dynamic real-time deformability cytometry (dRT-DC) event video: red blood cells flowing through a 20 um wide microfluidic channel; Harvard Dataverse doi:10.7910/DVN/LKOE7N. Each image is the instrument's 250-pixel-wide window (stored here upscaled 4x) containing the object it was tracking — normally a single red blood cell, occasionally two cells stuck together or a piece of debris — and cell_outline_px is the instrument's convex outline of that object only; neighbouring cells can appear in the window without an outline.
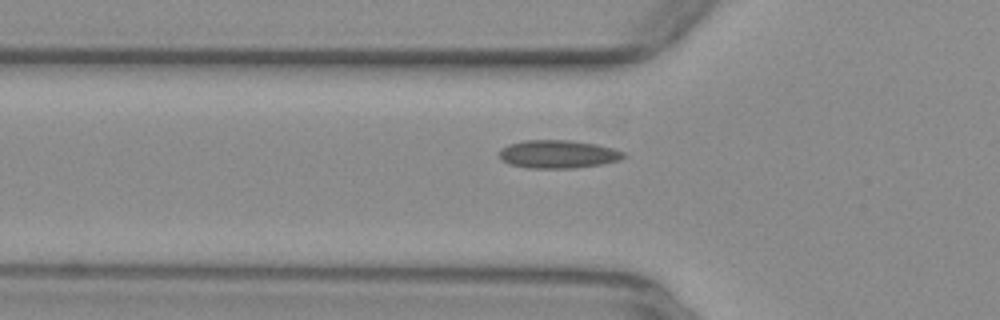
{"species": "common noctule bat (a hibernating species)", "species_latin": "Nyctalus noctula", "temperature_condition": "warm", "stored_images_in_passage": 39, "camera_frame_rate_fps": 3000, "um_per_image_px": 0.085, "animal": {"sex": "female", "body_mass_g": 29.2, "forearm_length_mm": 56.3}, "frame": {"image": 1, "passage_image": 10, "time_ms": 3.0, "image_size_px": [1000, 320], "cell_outline_px": [[624, 156], [620, 160], [600, 164], [572, 168], [532, 168], [508, 164], [500, 156], [500, 148], [508, 144], [524, 140], [572, 140], [596, 144], [612, 148], [624, 152]], "centroid_in_image_um": [47.41, 13.09], "position_along_channel_um": 78.4, "area_um2": 20.23}}
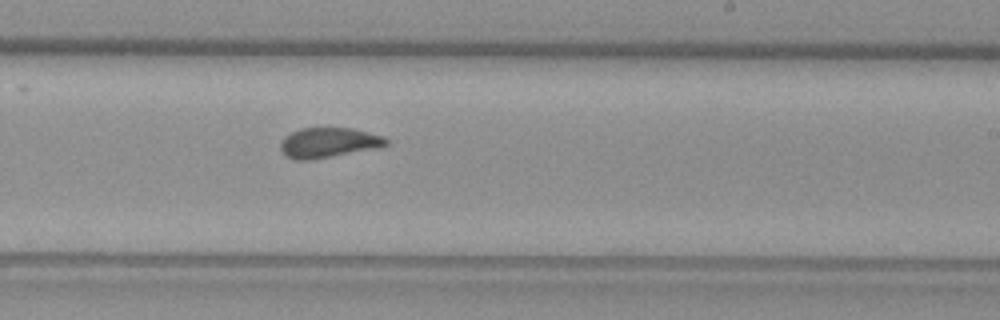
{"frame": {"image": 2, "passage_image": 24, "time_ms": 7.667, "image_size_px": [1000, 320], "cell_outline_px": [[388, 144], [376, 148], [308, 160], [296, 160], [284, 156], [280, 148], [280, 140], [284, 136], [300, 128], [352, 128], [384, 136], [388, 140]], "centroid_in_image_um": [27.88, 12.12], "position_along_channel_um": 261.1, "area_um2": 18.44}}
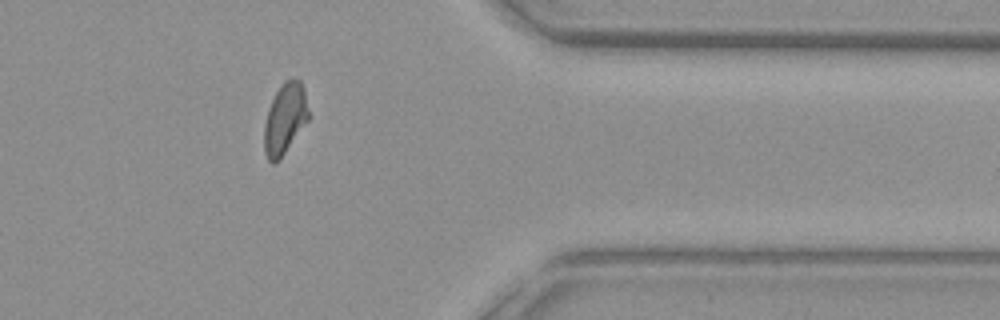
{"frame": {"image": 3, "passage_image": 35, "time_ms": 11.333, "image_size_px": [1000, 320], "cell_outline_px": [[312, 116], [280, 160], [272, 164], [268, 160], [264, 152], [264, 124], [268, 108], [276, 92], [284, 80], [300, 80], [304, 88]], "centroid_in_image_um": [24.25, 10.12], "position_along_channel_um": 387.1, "area_um2": 18.79}}